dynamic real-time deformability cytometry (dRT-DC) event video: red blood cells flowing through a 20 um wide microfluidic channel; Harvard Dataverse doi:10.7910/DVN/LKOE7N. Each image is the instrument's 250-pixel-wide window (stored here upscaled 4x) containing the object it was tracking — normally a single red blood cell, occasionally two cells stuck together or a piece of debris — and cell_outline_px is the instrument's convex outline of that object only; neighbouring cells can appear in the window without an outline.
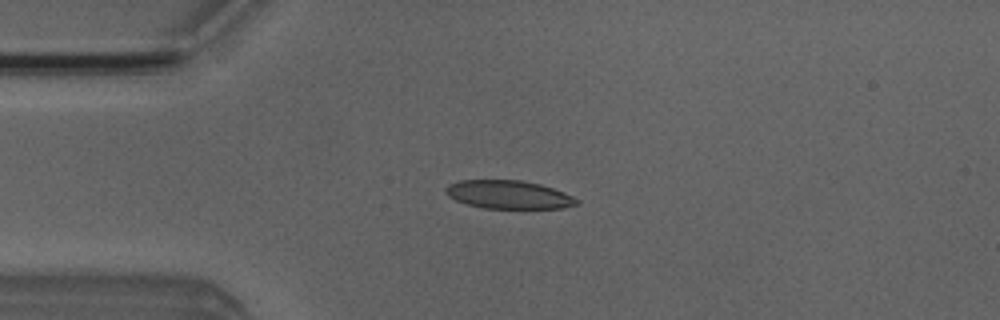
{"species": "Egyptian fruit bat (a non-hibernating species)", "species_latin": "Rousettus aegyptiacus", "temperature_condition": "room temperature", "stored_images_in_passage": 45, "camera_frame_rate_fps": 3000, "um_per_image_px": 0.085, "animal": {"sex": "male"}, "frame": {"image": 1, "passage_image": 11, "time_ms": 3.333, "image_size_px": [1000, 320], "cell_outline_px": [[580, 204], [564, 208], [484, 208], [468, 204], [456, 200], [448, 196], [444, 192], [444, 188], [448, 184], [460, 180], [520, 180], [540, 184], [564, 192], [580, 200]], "centroid_in_image_um": [43.24, 16.54], "position_along_channel_um": 41.8, "area_um2": 21.68}}
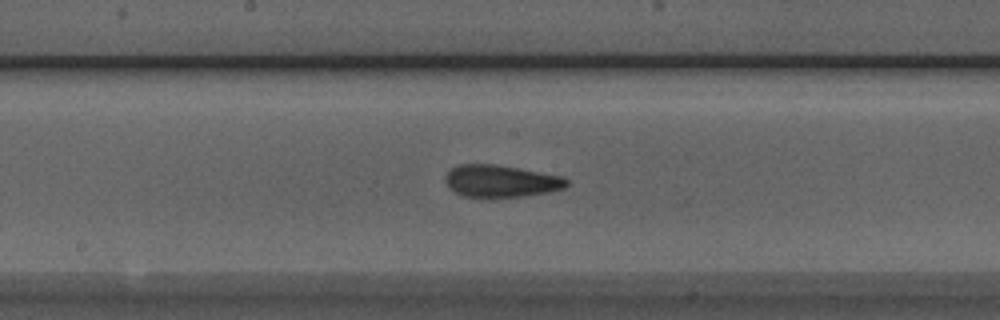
{"frame": {"image": 2, "passage_image": 25, "time_ms": 8.0, "image_size_px": [1000, 320], "cell_outline_px": [[568, 184], [564, 188], [548, 192], [524, 196], [464, 196], [448, 188], [444, 180], [444, 176], [452, 168], [460, 164], [496, 164], [520, 168], [560, 176], [568, 180]], "centroid_in_image_um": [42.55, 15.37], "position_along_channel_um": 205.6, "area_um2": 22.48}}
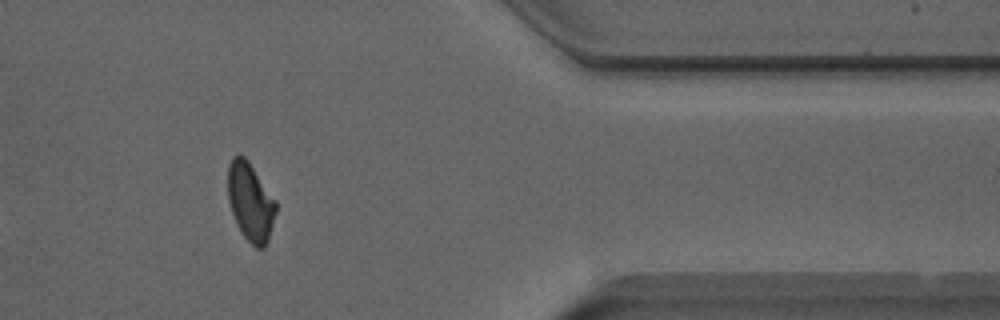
{"frame": {"image": 3, "passage_image": 41, "time_ms": 13.333, "image_size_px": [1000, 320], "cell_outline_px": [[276, 212], [268, 240], [264, 248], [256, 248], [244, 236], [236, 224], [228, 200], [228, 164], [232, 156], [244, 156], [248, 160], [276, 200]], "centroid_in_image_um": [21.28, 17.15], "position_along_channel_um": 390.1, "area_um2": 21.85}, "authors_computed_cell_mechanics": {"area_um2": 22.253, "velocity_mm_per_s": 3.9523, "shape_relaxation_time_tau1_ms": null, "shape_relaxation_time_tau2_ms": 2.4427, "deformation_change_tau1": null, "deformation_change_tau2": 0.0901}}